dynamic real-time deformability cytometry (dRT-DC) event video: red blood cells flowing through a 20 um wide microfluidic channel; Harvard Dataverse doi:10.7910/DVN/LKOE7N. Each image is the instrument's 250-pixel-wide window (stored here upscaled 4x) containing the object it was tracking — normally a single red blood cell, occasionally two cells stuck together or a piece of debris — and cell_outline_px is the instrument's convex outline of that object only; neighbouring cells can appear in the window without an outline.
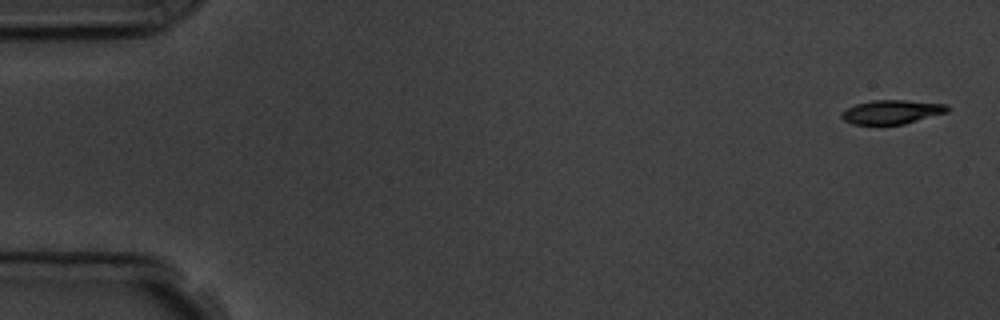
{"species": "common noctule bat (a hibernating species)", "species_latin": "Nyctalus noctula", "temperature_condition": "room temperature", "stored_images_in_passage": 4, "camera_frame_rate_fps": 3000, "um_per_image_px": 0.085, "animal": {"sex": "male", "body_mass_g": 19.5, "forearm_length_mm": 54.6}, "frame": {"image": 1, "passage_image": 1, "time_ms": 0.0, "image_size_px": [1000, 320], "cell_outline_px": [[948, 112], [904, 124], [852, 124], [844, 120], [840, 116], [840, 112], [856, 104], [872, 100], [904, 100], [948, 104]], "centroid_in_image_um": [75.79, 9.51], "position_along_channel_um": 9.2, "area_um2": 14.74}}
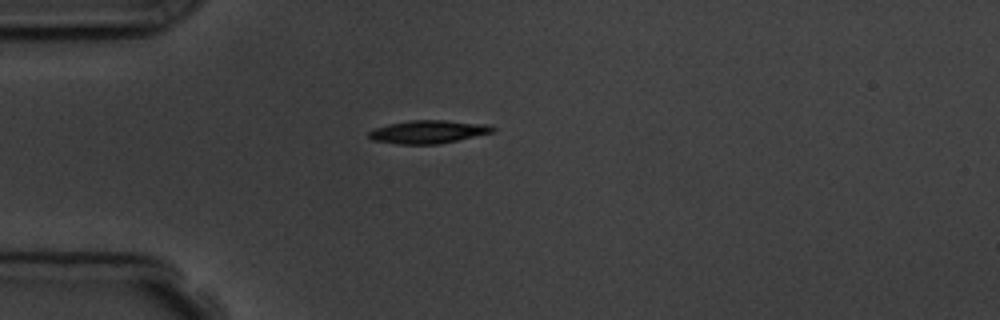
{"frame": {"image": 2, "passage_image": 4, "time_ms": 4.333, "image_size_px": [1000, 320], "cell_outline_px": [[496, 132], [440, 144], [400, 144], [372, 140], [368, 136], [368, 132], [376, 128], [388, 124], [412, 120], [444, 120], [488, 124], [496, 128]], "centroid_in_image_um": [36.45, 11.2], "position_along_channel_um": 48.5, "area_um2": 16.76}}